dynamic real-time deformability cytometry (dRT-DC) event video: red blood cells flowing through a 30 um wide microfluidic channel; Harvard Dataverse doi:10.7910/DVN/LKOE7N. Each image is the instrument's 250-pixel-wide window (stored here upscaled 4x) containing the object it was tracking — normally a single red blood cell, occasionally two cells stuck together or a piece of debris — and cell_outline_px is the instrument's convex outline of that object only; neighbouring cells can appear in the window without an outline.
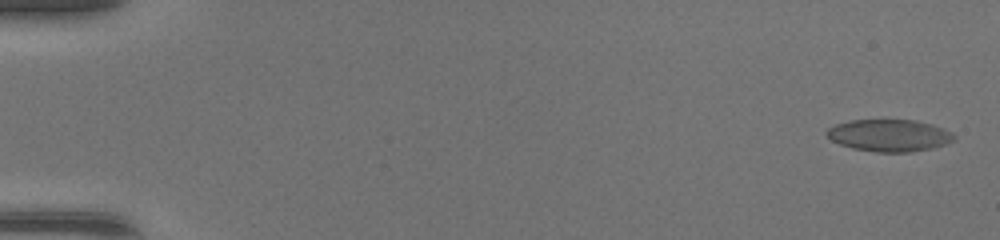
{"species": "common noctule bat (a hibernating species)", "species_latin": "Nyctalus noctula", "temperature_condition": "warm", "stored_images_in_passage": 49, "camera_frame_rate_fps": 3000, "um_per_image_px": 0.085, "animal": {"sex": "female", "body_mass_g": 17.0, "forearm_length_mm": 48.0}, "frame": {"image": 1, "passage_image": 2, "time_ms": 0.333, "image_size_px": [1000, 240], "cell_outline_px": [[956, 140], [948, 144], [932, 148], [912, 152], [876, 152], [852, 148], [840, 144], [832, 140], [824, 132], [828, 128], [836, 124], [852, 120], [916, 120], [932, 124], [952, 132], [956, 136]], "centroid_in_image_um": [75.63, 11.51], "position_along_channel_um": 9.4, "area_um2": 23.93}}
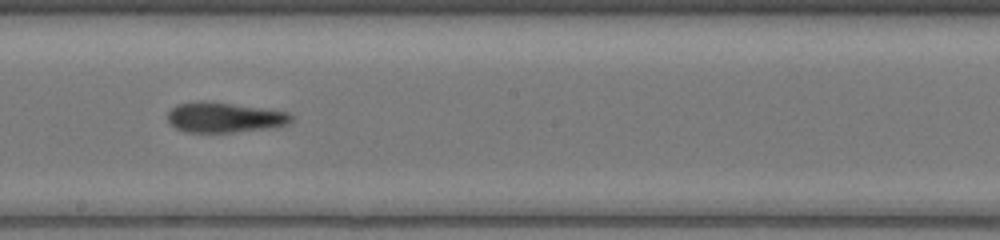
{"frame": {"image": 2, "passage_image": 29, "time_ms": 9.333, "image_size_px": [1000, 240], "cell_outline_px": [[296, 116], [288, 124], [276, 128], [232, 132], [184, 132], [168, 124], [168, 112], [176, 104], [196, 100], [208, 100], [288, 112]], "centroid_in_image_um": [19.08, 9.97], "position_along_channel_um": 229.1, "area_um2": 22.25}}
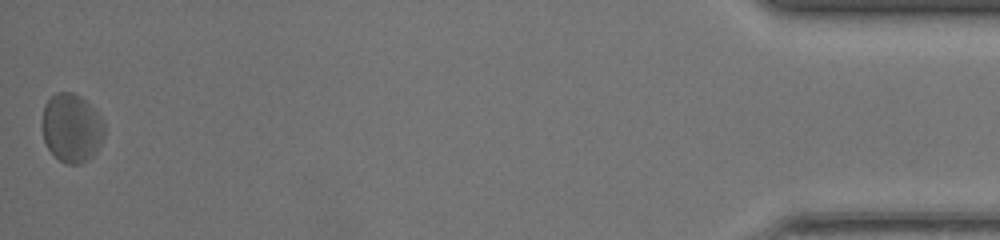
{"frame": {"image": 3, "passage_image": 49, "time_ms": 16.0, "image_size_px": [1000, 240], "cell_outline_px": [[104, 136], [96, 152], [84, 164], [64, 164], [48, 148], [44, 140], [40, 124], [40, 120], [44, 104], [56, 92], [72, 92], [80, 96], [104, 120]], "centroid_in_image_um": [6.06, 10.88], "position_along_channel_um": 429.1, "area_um2": 25.2}, "authors_computed_cell_mechanics": {"area_um2": 22.5998, "velocity_mm_per_s": 4.3478, "shape_relaxation_time_tau1_ms": null, "shape_relaxation_time_tau2_ms": 3.0787, "deformation_change_tau1": null, "deformation_change_tau2": 0.1226}}